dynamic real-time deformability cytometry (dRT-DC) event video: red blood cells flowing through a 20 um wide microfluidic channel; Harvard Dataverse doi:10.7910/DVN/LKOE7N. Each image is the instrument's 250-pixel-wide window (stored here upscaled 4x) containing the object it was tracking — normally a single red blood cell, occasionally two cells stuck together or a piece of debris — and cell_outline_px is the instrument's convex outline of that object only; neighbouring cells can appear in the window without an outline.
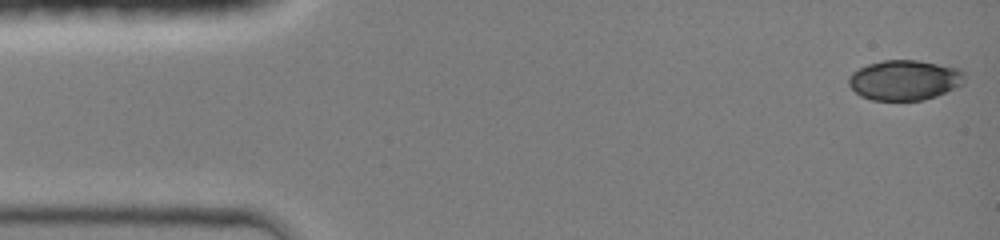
{"species": "common noctule bat (a hibernating species)", "species_latin": "Nyctalus noctula", "temperature_condition": "room temperature", "stored_images_in_passage": 51, "camera_frame_rate_fps": 3000, "um_per_image_px": 0.085, "animal": {"sex": "female", "body_mass_g": 19.0, "forearm_length_mm": 51.5}, "frame": {"image": 1, "passage_image": 1, "time_ms": 0.0, "image_size_px": [1000, 240], "cell_outline_px": [[964, 84], [936, 96], [924, 100], [872, 100], [860, 96], [848, 84], [848, 76], [852, 72], [868, 64], [884, 60], [916, 60], [960, 68], [964, 72]], "centroid_in_image_um": [76.89, 6.81], "position_along_channel_um": 8.1, "area_um2": 27.17}}
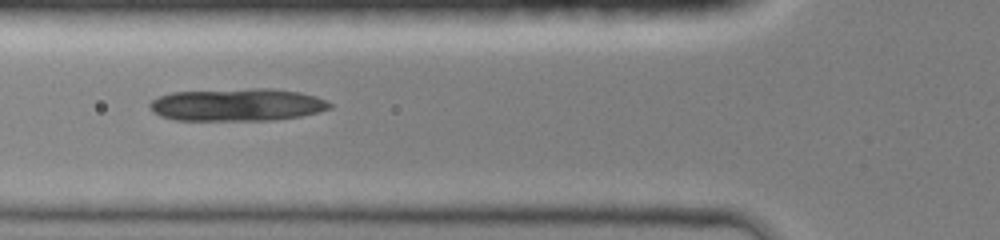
{"frame": {"image": 2, "passage_image": 18, "time_ms": 5.0, "image_size_px": [1000, 240], "cell_outline_px": [[332, 108], [300, 116], [272, 120], [172, 120], [160, 116], [152, 112], [148, 108], [148, 104], [152, 100], [160, 96], [172, 92], [248, 88], [272, 88], [300, 92], [316, 96], [332, 104]], "centroid_in_image_um": [20.12, 8.9], "position_along_channel_um": 105.7, "area_um2": 34.39}}
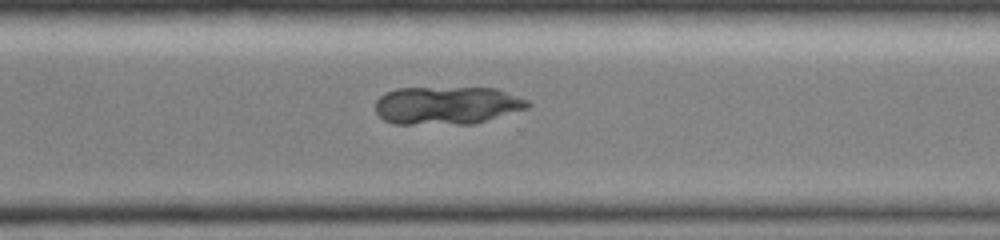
{"frame": {"image": 3, "passage_image": 37, "time_ms": 10.333, "image_size_px": [1000, 240], "cell_outline_px": [[532, 104], [528, 108], [472, 124], [392, 124], [384, 120], [376, 112], [376, 100], [384, 92], [396, 88], [496, 88], [528, 100]], "centroid_in_image_um": [37.96, 8.96], "position_along_channel_um": 332.6, "area_um2": 33.81}}